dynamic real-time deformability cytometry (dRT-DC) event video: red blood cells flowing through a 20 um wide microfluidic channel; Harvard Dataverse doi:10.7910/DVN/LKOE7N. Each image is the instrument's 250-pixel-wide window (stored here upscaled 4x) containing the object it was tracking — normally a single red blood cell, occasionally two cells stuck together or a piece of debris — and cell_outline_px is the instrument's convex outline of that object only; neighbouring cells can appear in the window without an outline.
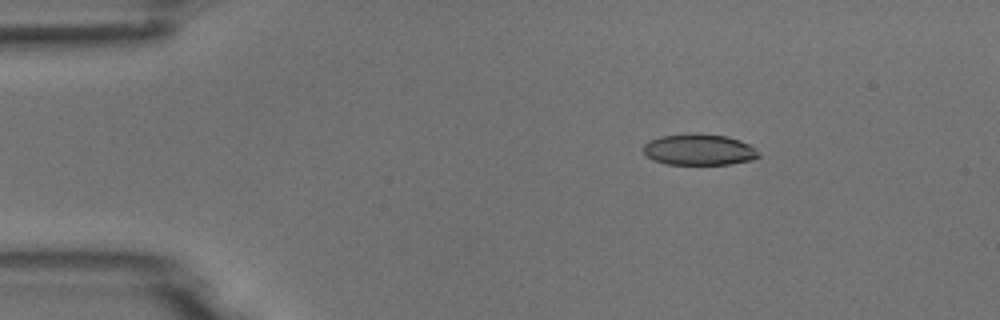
{"species": "common noctule bat (a hibernating species)", "species_latin": "Nyctalus noctula", "temperature_condition": "room temperature", "stored_images_in_passage": 3, "camera_frame_rate_fps": 3000, "um_per_image_px": 0.085, "animal": {"sex": "male", "body_mass_g": 18.8}, "frame": {"image": 1, "passage_image": 1, "time_ms": 0.0, "image_size_px": [1000, 320], "cell_outline_px": [[760, 156], [752, 160], [728, 164], [668, 164], [652, 160], [644, 152], [644, 144], [648, 140], [660, 136], [696, 132], [700, 132], [728, 136], [740, 140], [756, 148]], "centroid_in_image_um": [59.42, 12.7], "position_along_channel_um": 25.6, "area_um2": 21.21}}